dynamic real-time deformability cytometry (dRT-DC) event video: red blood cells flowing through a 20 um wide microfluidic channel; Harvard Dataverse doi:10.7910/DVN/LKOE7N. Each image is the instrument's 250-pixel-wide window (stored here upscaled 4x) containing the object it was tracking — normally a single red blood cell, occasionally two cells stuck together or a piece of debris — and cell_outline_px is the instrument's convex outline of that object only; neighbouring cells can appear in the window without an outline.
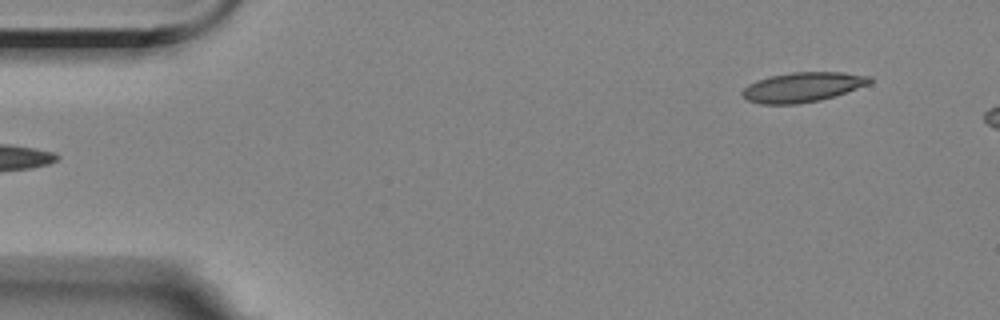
{"species": "Egyptian fruit bat (a non-hibernating species)", "species_latin": "Rousettus aegyptiacus", "temperature_condition": "room temperature", "stored_images_in_passage": 6, "segment_of_instrument_passage": [2, 2], "camera_frame_rate_fps": 3000, "um_per_image_px": 0.085, "animal": {"sex": "female"}, "frame": {"image": 1, "passage_image": 6, "time_ms": 5.333, "image_size_px": [1000, 320], "cell_outline_px": [[872, 80], [868, 84], [836, 96], [820, 100], [796, 104], [760, 104], [748, 100], [740, 92], [748, 84], [756, 80], [772, 76], [792, 72], [844, 72], [872, 76]], "centroid_in_image_um": [68.23, 7.4], "position_along_channel_um": 16.8, "area_um2": 22.08}}